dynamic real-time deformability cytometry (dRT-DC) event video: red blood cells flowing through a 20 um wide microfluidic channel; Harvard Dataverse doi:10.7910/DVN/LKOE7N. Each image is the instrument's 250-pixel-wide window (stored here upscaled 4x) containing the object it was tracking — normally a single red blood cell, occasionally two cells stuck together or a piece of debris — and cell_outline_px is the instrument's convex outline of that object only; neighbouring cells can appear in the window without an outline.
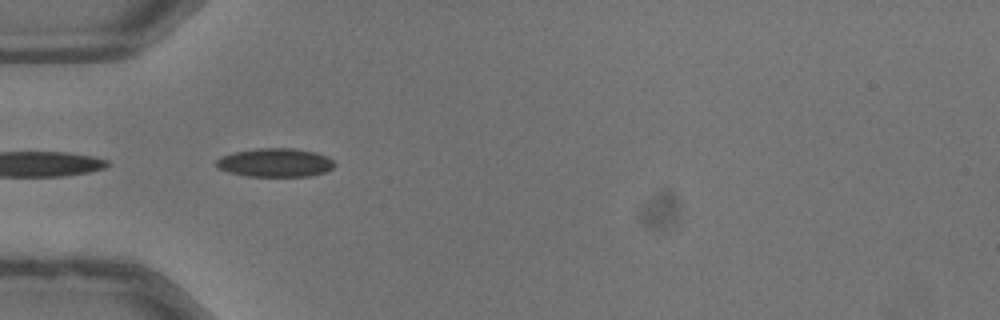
{"species": "common noctule bat (a hibernating species)", "species_latin": "Nyctalus noctula", "temperature_condition": "warm", "stored_images_in_passage": 3, "camera_frame_rate_fps": 3000, "um_per_image_px": 0.085, "animal": {"sex": "male", "body_mass_g": 13.3}, "frame": {"image": 1, "passage_image": 1, "time_ms": 0.0, "image_size_px": [1000, 320], "cell_outline_px": [[336, 164], [332, 168], [324, 172], [308, 176], [248, 176], [228, 172], [216, 168], [216, 160], [220, 156], [232, 152], [256, 148], [292, 148], [316, 152], [328, 156]], "centroid_in_image_um": [23.36, 13.81], "position_along_channel_um": 61.6, "area_um2": 19.88}}